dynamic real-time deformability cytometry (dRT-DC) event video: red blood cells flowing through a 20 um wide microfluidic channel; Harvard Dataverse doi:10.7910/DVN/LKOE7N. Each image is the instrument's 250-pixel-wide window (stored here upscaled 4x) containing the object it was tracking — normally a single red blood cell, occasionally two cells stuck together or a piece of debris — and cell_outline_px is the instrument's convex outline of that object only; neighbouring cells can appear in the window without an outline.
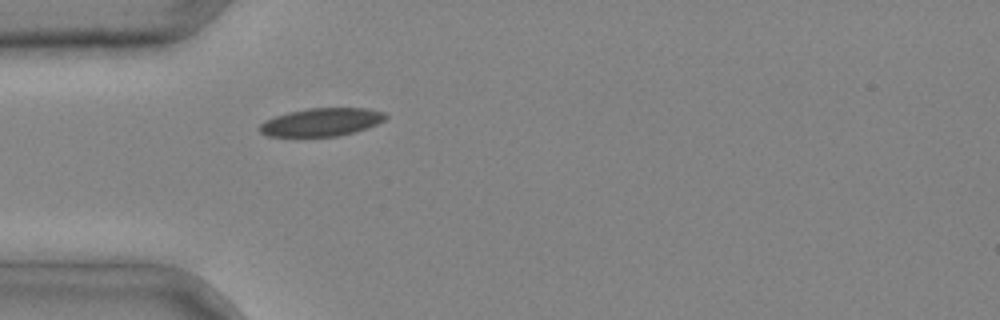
{"species": "common noctule bat (a hibernating species)", "species_latin": "Nyctalus noctula", "temperature_condition": "cold", "stored_images_in_passage": 1, "camera_frame_rate_fps": 3000, "um_per_image_px": 0.085, "animal": {"sex": "male", "body_mass_g": 20.4}, "frame": {"image": 1, "passage_image": 1, "time_ms": 0.0, "image_size_px": [1000, 320], "cell_outline_px": [[388, 116], [384, 120], [368, 128], [336, 136], [268, 136], [260, 132], [256, 128], [264, 120], [288, 112], [308, 108], [368, 108], [384, 112]], "centroid_in_image_um": [27.3, 10.37], "position_along_channel_um": 57.7, "area_um2": 20.58}}